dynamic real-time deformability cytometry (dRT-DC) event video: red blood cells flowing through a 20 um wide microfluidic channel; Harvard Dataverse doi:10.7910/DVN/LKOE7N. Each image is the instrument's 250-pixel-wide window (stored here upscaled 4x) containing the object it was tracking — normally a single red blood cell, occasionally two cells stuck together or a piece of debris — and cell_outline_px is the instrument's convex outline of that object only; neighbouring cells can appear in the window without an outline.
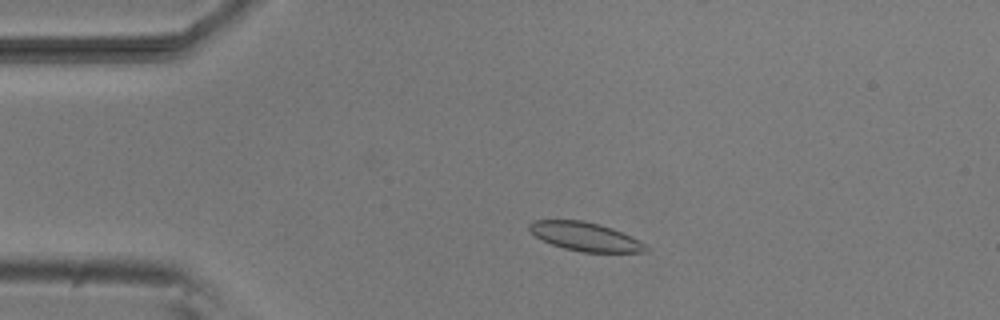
{"species": "common noctule bat (a hibernating species)", "species_latin": "Nyctalus noctula", "temperature_condition": "room temperature", "stored_images_in_passage": 43, "camera_frame_rate_fps": 3000, "um_per_image_px": 0.085, "animal": {"sex": "male", "body_mass_g": 20.5, "forearm_length_mm": 52.5}, "frame": {"image": 1, "passage_image": 9, "time_ms": 2.667, "image_size_px": [1000, 320], "cell_outline_px": [[652, 248], [648, 252], [580, 252], [564, 248], [552, 244], [536, 236], [528, 228], [528, 224], [532, 220], [584, 220], [600, 224], [612, 228]], "centroid_in_image_um": [49.74, 20.11], "position_along_channel_um": 35.3, "area_um2": 19.31}}
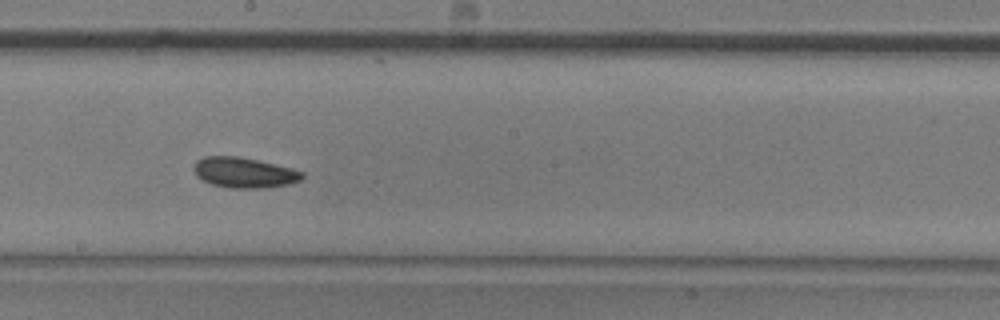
{"frame": {"image": 2, "passage_image": 27, "time_ms": 8.667, "image_size_px": [1000, 320], "cell_outline_px": [[304, 176], [300, 180], [288, 184], [264, 188], [232, 188], [212, 184], [196, 176], [192, 168], [196, 160], [204, 156], [236, 156], [256, 160], [292, 168], [304, 172]], "centroid_in_image_um": [20.73, 14.67], "position_along_channel_um": 227.5, "area_um2": 19.13}}
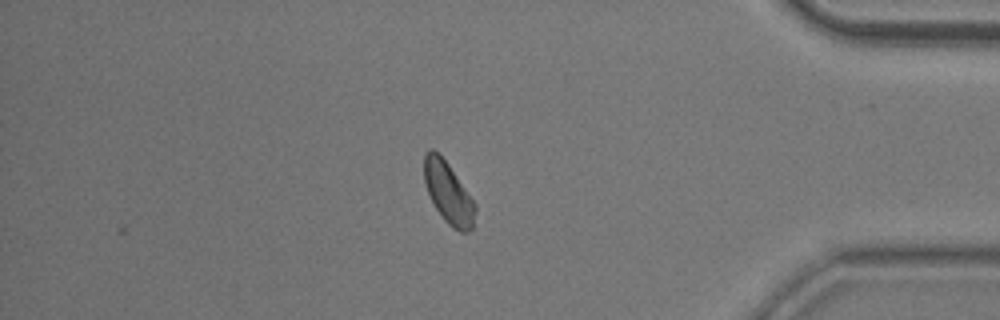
{"frame": {"image": 3, "passage_image": 43, "time_ms": 14.0, "image_size_px": [1000, 320], "cell_outline_px": [[476, 208], [472, 228], [468, 232], [460, 232], [452, 228], [444, 220], [436, 208], [428, 192], [424, 180], [424, 156], [428, 148], [432, 148], [448, 164], [476, 204]], "centroid_in_image_um": [38.11, 16.41], "position_along_channel_um": 397.1, "area_um2": 17.98}, "authors_computed_cell_mechanics": {"area_um2": 19.0162, "velocity_mm_per_s": 3.8068, "shape_relaxation_time_tau1_ms": 7.2819, "shape_relaxation_time_tau2_ms": 2.7412, "deformation_change_tau1": 0.125, "deformation_change_tau2": 0.0745}}